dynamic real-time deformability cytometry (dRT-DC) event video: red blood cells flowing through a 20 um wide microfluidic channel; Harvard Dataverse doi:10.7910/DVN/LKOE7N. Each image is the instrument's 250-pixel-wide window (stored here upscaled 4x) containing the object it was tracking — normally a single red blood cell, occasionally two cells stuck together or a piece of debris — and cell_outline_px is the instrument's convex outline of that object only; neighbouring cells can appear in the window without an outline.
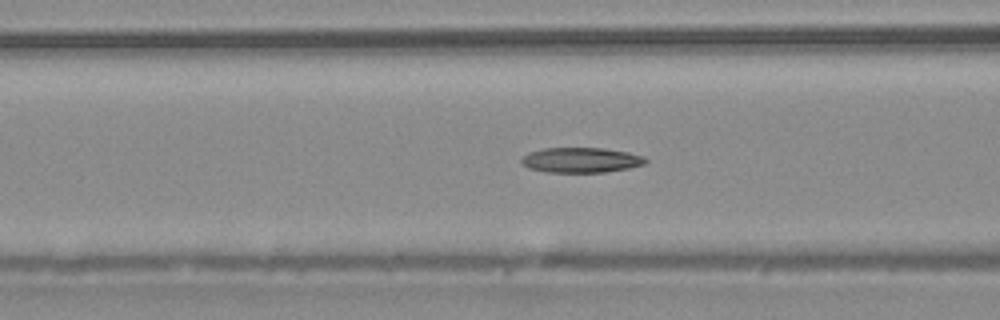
{"species": "common noctule bat (a hibernating species)", "species_latin": "Nyctalus noctula", "temperature_condition": "warm", "stored_images_in_passage": 40, "camera_frame_rate_fps": 3000, "um_per_image_px": 0.085, "animal": {"sex": "male", "body_mass_g": 20.4}, "frame": {"image": 1, "passage_image": 11, "time_ms": 3.333, "image_size_px": [1000, 320], "cell_outline_px": [[648, 160], [644, 164], [628, 168], [604, 172], [544, 172], [528, 168], [520, 164], [520, 160], [528, 152], [544, 148], [604, 148], [628, 152], [644, 156]], "centroid_in_image_um": [49.35, 13.6], "position_along_channel_um": 117.2, "area_um2": 18.26}}
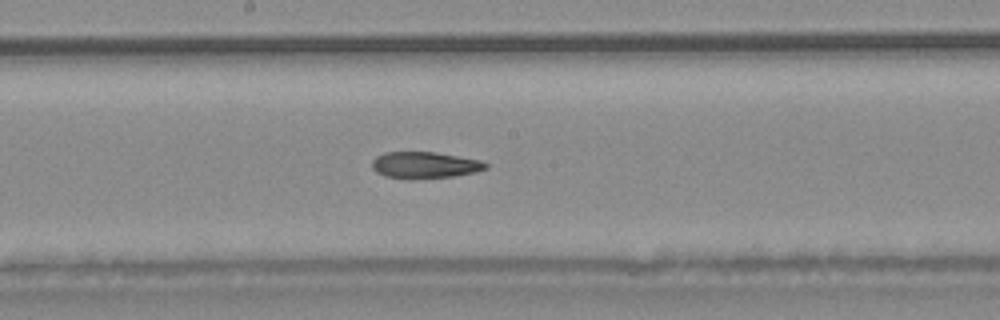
{"frame": {"image": 2, "passage_image": 18, "time_ms": 5.667, "image_size_px": [1000, 320], "cell_outline_px": [[488, 168], [476, 172], [452, 176], [412, 180], [384, 176], [376, 172], [372, 168], [372, 160], [376, 156], [384, 152], [432, 152], [480, 160], [488, 164]], "centroid_in_image_um": [36.06, 14.04], "position_along_channel_um": 212.1, "area_um2": 17.69}}
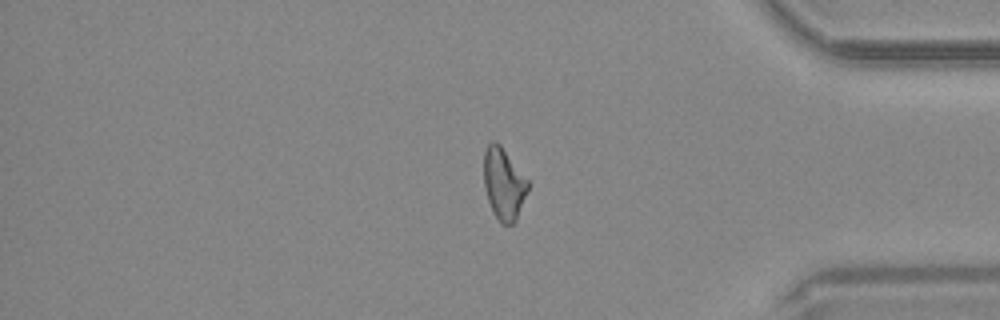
{"frame": {"image": 3, "passage_image": 33, "time_ms": 10.667, "image_size_px": [1000, 320], "cell_outline_px": [[528, 188], [516, 220], [512, 224], [500, 224], [492, 212], [484, 188], [484, 152], [488, 144], [492, 140], [496, 140], [500, 144], [528, 180]], "centroid_in_image_um": [42.79, 15.62], "position_along_channel_um": 392.4, "area_um2": 18.38}}